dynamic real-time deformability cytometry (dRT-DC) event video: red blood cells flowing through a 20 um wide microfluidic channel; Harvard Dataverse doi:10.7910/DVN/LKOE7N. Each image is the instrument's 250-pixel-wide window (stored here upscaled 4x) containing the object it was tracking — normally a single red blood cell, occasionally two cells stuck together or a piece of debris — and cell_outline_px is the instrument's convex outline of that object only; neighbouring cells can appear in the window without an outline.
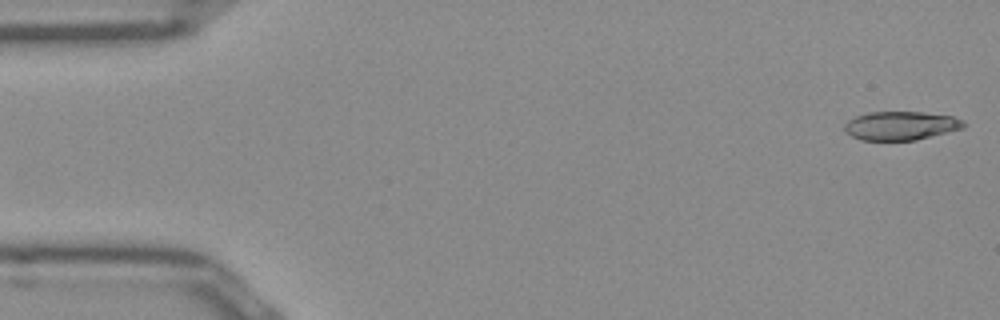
{"species": "Egyptian fruit bat (a non-hibernating species)", "species_latin": "Rousettus aegyptiacus", "temperature_condition": "room temperature", "stored_images_in_passage": 11, "camera_frame_rate_fps": 3000, "um_per_image_px": 0.085, "frame": {"image": 1, "passage_image": 1, "time_ms": 0.0, "image_size_px": [1000, 320], "cell_outline_px": [[964, 128], [916, 140], [860, 140], [844, 132], [844, 124], [848, 120], [856, 116], [868, 112], [920, 112], [952, 116], [964, 120]], "centroid_in_image_um": [76.54, 10.68], "position_along_channel_um": 8.5, "area_um2": 19.94}}